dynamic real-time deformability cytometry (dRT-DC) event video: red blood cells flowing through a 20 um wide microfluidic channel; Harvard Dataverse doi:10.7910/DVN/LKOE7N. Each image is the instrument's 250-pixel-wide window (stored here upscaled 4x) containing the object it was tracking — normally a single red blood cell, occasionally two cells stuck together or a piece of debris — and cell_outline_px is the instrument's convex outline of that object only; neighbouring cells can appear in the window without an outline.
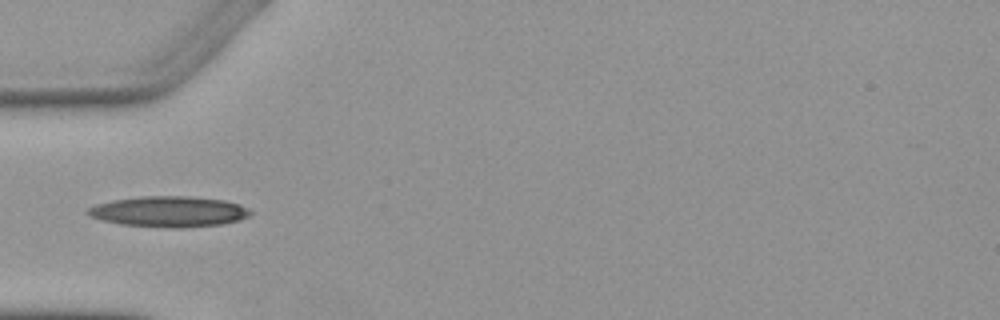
{"species": "Egyptian fruit bat (a non-hibernating species)", "species_latin": "Rousettus aegyptiacus", "temperature_condition": "warm", "stored_images_in_passage": 4, "camera_frame_rate_fps": 3000, "um_per_image_px": 0.085, "animal": {"sex": "female"}, "frame": {"image": 1, "passage_image": 4, "time_ms": 3.333, "image_size_px": [1000, 320], "cell_outline_px": [[252, 212], [248, 216], [240, 220], [220, 224], [172, 228], [120, 224], [100, 220], [88, 216], [84, 212], [88, 208], [96, 204], [112, 200], [140, 196], [192, 196], [224, 200], [240, 204]], "centroid_in_image_um": [14.3, 17.97], "position_along_channel_um": 70.7, "area_um2": 29.13}}